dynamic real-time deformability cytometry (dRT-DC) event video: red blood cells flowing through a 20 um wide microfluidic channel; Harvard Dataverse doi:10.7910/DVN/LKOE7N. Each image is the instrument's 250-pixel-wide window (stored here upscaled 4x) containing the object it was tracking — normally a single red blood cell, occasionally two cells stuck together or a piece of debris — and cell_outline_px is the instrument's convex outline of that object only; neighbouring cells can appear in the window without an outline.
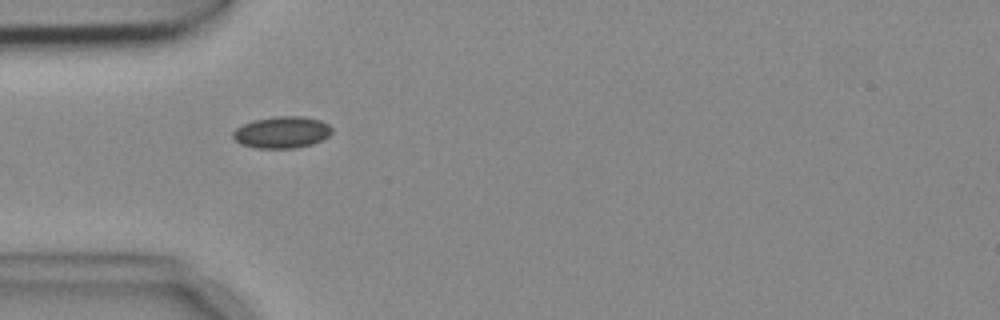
{"species": "common noctule bat (a hibernating species)", "species_latin": "Nyctalus noctula", "temperature_condition": "cold", "stored_images_in_passage": 3, "camera_frame_rate_fps": 3000, "um_per_image_px": 0.085, "animal": {"sex": "female", "body_mass_g": 18.4}, "frame": {"image": 1, "passage_image": 1, "time_ms": 0.0, "image_size_px": [1000, 320], "cell_outline_px": [[332, 132], [328, 136], [312, 144], [296, 148], [256, 148], [240, 144], [232, 136], [232, 132], [236, 128], [252, 120], [276, 116], [304, 116], [320, 120], [328, 124], [332, 128]], "centroid_in_image_um": [23.95, 11.24], "position_along_channel_um": 61.0, "area_um2": 18.32}}
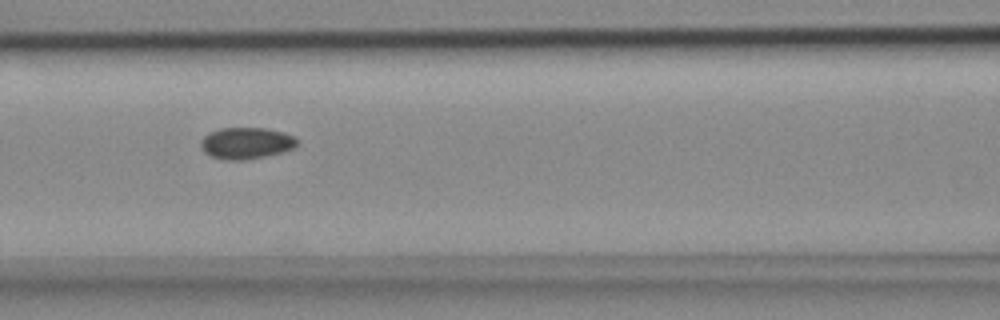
{"frame": {"image": 2, "passage_image": 3, "time_ms": 0.667, "image_size_px": [1000, 320], "cell_outline_px": [[300, 140], [296, 148], [264, 156], [244, 160], [228, 160], [212, 156], [204, 152], [200, 144], [200, 140], [208, 132], [220, 128], [264, 128], [284, 132], [296, 136]], "centroid_in_image_um": [20.96, 12.15], "position_along_channel_um": 145.6, "area_um2": 17.86}}